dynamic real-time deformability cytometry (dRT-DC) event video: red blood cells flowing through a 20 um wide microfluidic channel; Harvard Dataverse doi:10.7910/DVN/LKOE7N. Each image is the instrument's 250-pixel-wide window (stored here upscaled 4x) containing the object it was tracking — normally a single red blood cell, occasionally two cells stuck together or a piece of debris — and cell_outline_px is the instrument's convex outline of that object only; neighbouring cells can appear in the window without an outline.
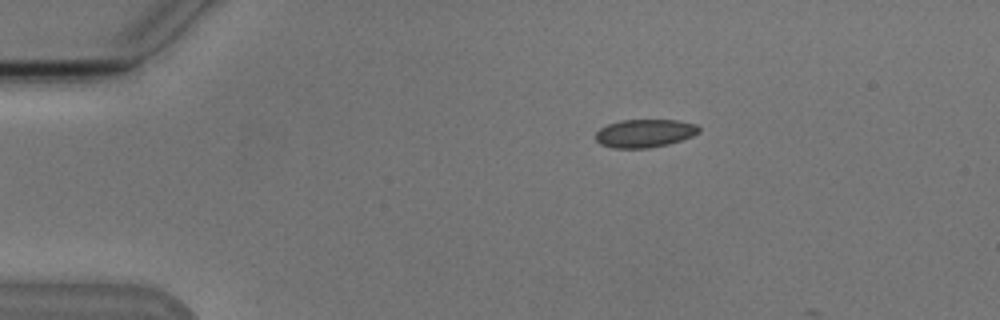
{"species": "Egyptian fruit bat (a non-hibernating species)", "species_latin": "Rousettus aegyptiacus", "temperature_condition": "cold", "stored_images_in_passage": 4, "camera_frame_rate_fps": 3000, "um_per_image_px": 0.085, "animal": {"sex": "male"}, "frame": {"image": 1, "passage_image": 3, "time_ms": 2.333, "image_size_px": [1000, 320], "cell_outline_px": [[700, 132], [692, 136], [668, 144], [648, 148], [612, 148], [600, 144], [596, 140], [596, 132], [600, 128], [608, 124], [620, 120], [676, 120], [696, 124], [700, 128]], "centroid_in_image_um": [54.79, 11.33], "position_along_channel_um": 30.2, "area_um2": 16.94}}